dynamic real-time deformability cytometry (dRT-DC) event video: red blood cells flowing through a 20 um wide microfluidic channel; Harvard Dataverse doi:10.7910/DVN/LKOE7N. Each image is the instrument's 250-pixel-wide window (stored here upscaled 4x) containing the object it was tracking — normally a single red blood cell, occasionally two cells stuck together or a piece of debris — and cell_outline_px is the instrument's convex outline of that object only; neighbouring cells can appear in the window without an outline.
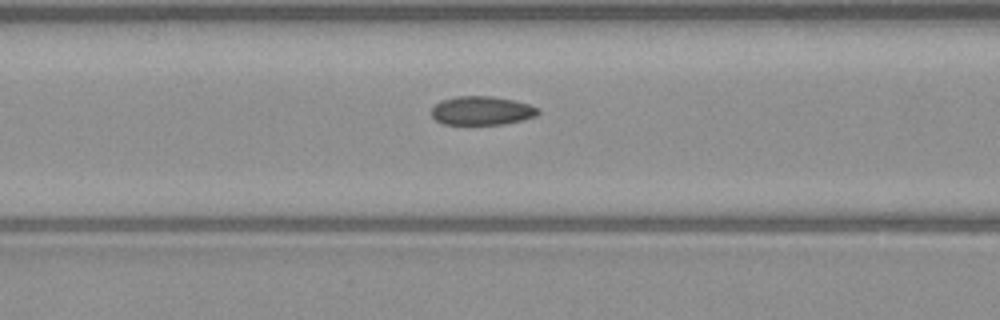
{"species": "common noctule bat (a hibernating species)", "species_latin": "Nyctalus noctula", "temperature_condition": "warm", "stored_images_in_passage": 51, "camera_frame_rate_fps": 3000, "um_per_image_px": 0.085, "animal": {"sex": "male", "body_mass_g": 23.1, "forearm_length_mm": 52.7}, "frame": {"image": 1, "passage_image": 21, "time_ms": 6.667, "image_size_px": [1000, 320], "cell_outline_px": [[540, 112], [536, 116], [504, 124], [444, 124], [436, 120], [432, 116], [432, 108], [440, 100], [456, 96], [492, 96], [516, 100], [540, 108]], "centroid_in_image_um": [40.96, 9.39], "position_along_channel_um": 125.6, "area_um2": 17.92}}
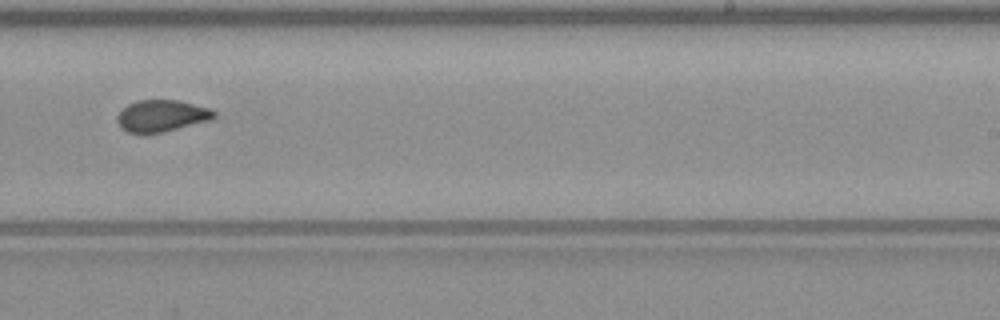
{"frame": {"image": 2, "passage_image": 32, "time_ms": 10.333, "image_size_px": [1000, 320], "cell_outline_px": [[216, 116], [212, 120], [164, 132], [144, 136], [128, 132], [120, 128], [116, 120], [116, 116], [128, 104], [136, 100], [180, 100], [212, 108], [216, 112]], "centroid_in_image_um": [13.75, 9.87], "position_along_channel_um": 275.3, "area_um2": 18.61}}
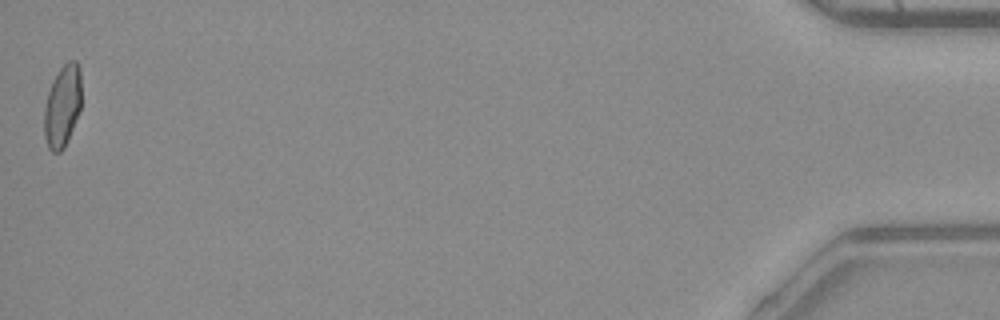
{"frame": {"image": 3, "passage_image": 51, "time_ms": 16.667, "image_size_px": [1000, 320], "cell_outline_px": [[80, 108], [64, 148], [60, 152], [52, 152], [48, 148], [44, 136], [44, 108], [48, 92], [52, 80], [60, 68], [68, 60], [76, 60], [80, 68]], "centroid_in_image_um": [5.28, 9.0], "position_along_channel_um": 429.9, "area_um2": 17.69}, "authors_computed_cell_mechanics": {"area_um2": 18.207, "velocity_mm_per_s": 4.0838, "shape_relaxation_time_tau1_ms": null, "shape_relaxation_time_tau2_ms": 1.8444, "deformation_change_tau1": null, "deformation_change_tau2": 0.0638}}